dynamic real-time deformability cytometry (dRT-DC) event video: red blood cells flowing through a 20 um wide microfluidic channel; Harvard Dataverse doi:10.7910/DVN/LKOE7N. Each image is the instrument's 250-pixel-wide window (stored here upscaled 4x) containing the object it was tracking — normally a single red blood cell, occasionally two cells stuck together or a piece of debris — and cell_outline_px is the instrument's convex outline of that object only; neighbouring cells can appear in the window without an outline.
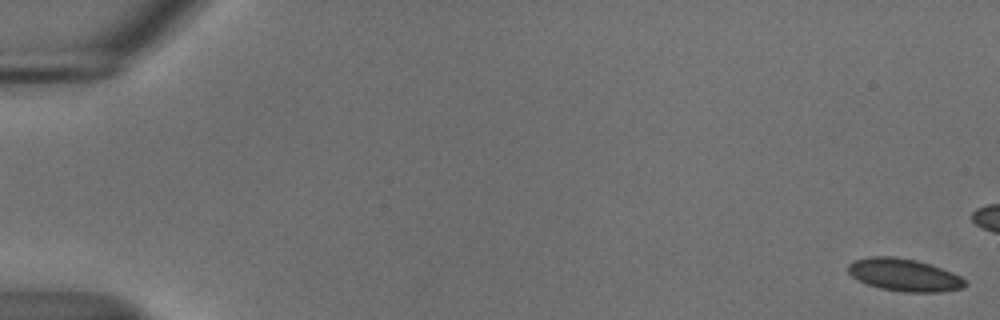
{"species": "common noctule bat (a hibernating species)", "species_latin": "Nyctalus noctula", "temperature_condition": "cold", "stored_images_in_passage": 21, "camera_frame_rate_fps": 3000, "um_per_image_px": 0.085, "animal": {"sex": "male", "body_mass_g": 18.8}, "frame": {"image": 1, "passage_image": 1, "time_ms": 0.0, "image_size_px": [1000, 320], "cell_outline_px": [[968, 284], [960, 288], [940, 292], [904, 292], [880, 288], [868, 284], [852, 276], [848, 272], [848, 264], [852, 260], [868, 256], [892, 256], [916, 260], [952, 272], [960, 276]], "centroid_in_image_um": [76.82, 23.36], "position_along_channel_um": 8.2, "area_um2": 22.02}}
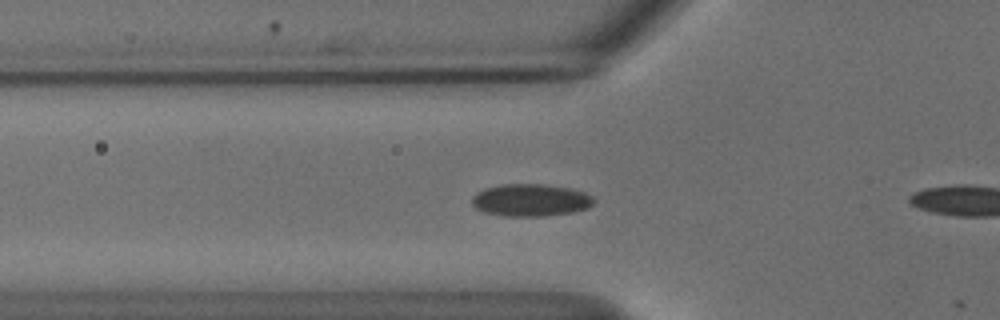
{"frame": {"image": 2, "passage_image": 20, "time_ms": 6.333, "image_size_px": [1000, 320], "cell_outline_px": [[596, 200], [588, 208], [572, 212], [544, 216], [500, 216], [480, 212], [472, 204], [472, 196], [476, 192], [484, 188], [504, 184], [544, 184], [568, 188], [584, 192], [592, 196]], "centroid_in_image_um": [45.06, 17.02], "position_along_channel_um": 80.7, "area_um2": 23.18}}